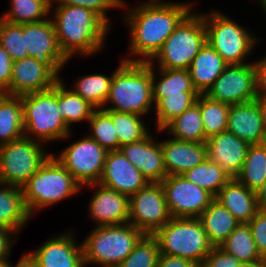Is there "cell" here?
I'll list each match as a JSON object with an SVG mask.
<instances>
[{"instance_id": "15", "label": "cell", "mask_w": 266, "mask_h": 267, "mask_svg": "<svg viewBox=\"0 0 266 267\" xmlns=\"http://www.w3.org/2000/svg\"><path fill=\"white\" fill-rule=\"evenodd\" d=\"M76 234L70 228L57 232L26 253L37 267H85L82 242Z\"/></svg>"}, {"instance_id": "51", "label": "cell", "mask_w": 266, "mask_h": 267, "mask_svg": "<svg viewBox=\"0 0 266 267\" xmlns=\"http://www.w3.org/2000/svg\"><path fill=\"white\" fill-rule=\"evenodd\" d=\"M12 267H37L35 262L28 256L25 252L21 254L19 260L16 261V264L12 263Z\"/></svg>"}, {"instance_id": "47", "label": "cell", "mask_w": 266, "mask_h": 267, "mask_svg": "<svg viewBox=\"0 0 266 267\" xmlns=\"http://www.w3.org/2000/svg\"><path fill=\"white\" fill-rule=\"evenodd\" d=\"M13 62L8 52L0 45V93L9 88Z\"/></svg>"}, {"instance_id": "50", "label": "cell", "mask_w": 266, "mask_h": 267, "mask_svg": "<svg viewBox=\"0 0 266 267\" xmlns=\"http://www.w3.org/2000/svg\"><path fill=\"white\" fill-rule=\"evenodd\" d=\"M256 199L259 210L266 211V181L256 191Z\"/></svg>"}, {"instance_id": "32", "label": "cell", "mask_w": 266, "mask_h": 267, "mask_svg": "<svg viewBox=\"0 0 266 267\" xmlns=\"http://www.w3.org/2000/svg\"><path fill=\"white\" fill-rule=\"evenodd\" d=\"M153 100L156 104L165 94L196 91L188 69H163L152 66Z\"/></svg>"}, {"instance_id": "12", "label": "cell", "mask_w": 266, "mask_h": 267, "mask_svg": "<svg viewBox=\"0 0 266 267\" xmlns=\"http://www.w3.org/2000/svg\"><path fill=\"white\" fill-rule=\"evenodd\" d=\"M171 218L161 183L149 182L129 197V223L144 235H153Z\"/></svg>"}, {"instance_id": "18", "label": "cell", "mask_w": 266, "mask_h": 267, "mask_svg": "<svg viewBox=\"0 0 266 267\" xmlns=\"http://www.w3.org/2000/svg\"><path fill=\"white\" fill-rule=\"evenodd\" d=\"M23 36L29 57L48 62L59 74H62L65 66L72 61L68 60L60 50L51 18L23 24Z\"/></svg>"}, {"instance_id": "39", "label": "cell", "mask_w": 266, "mask_h": 267, "mask_svg": "<svg viewBox=\"0 0 266 267\" xmlns=\"http://www.w3.org/2000/svg\"><path fill=\"white\" fill-rule=\"evenodd\" d=\"M86 134L107 151L119 150V139L112 124L111 110L95 109L87 125Z\"/></svg>"}, {"instance_id": "13", "label": "cell", "mask_w": 266, "mask_h": 267, "mask_svg": "<svg viewBox=\"0 0 266 267\" xmlns=\"http://www.w3.org/2000/svg\"><path fill=\"white\" fill-rule=\"evenodd\" d=\"M205 95L229 105L254 101L258 95L255 63L227 65Z\"/></svg>"}, {"instance_id": "10", "label": "cell", "mask_w": 266, "mask_h": 267, "mask_svg": "<svg viewBox=\"0 0 266 267\" xmlns=\"http://www.w3.org/2000/svg\"><path fill=\"white\" fill-rule=\"evenodd\" d=\"M46 147L26 136L0 145V183L22 188L52 154Z\"/></svg>"}, {"instance_id": "42", "label": "cell", "mask_w": 266, "mask_h": 267, "mask_svg": "<svg viewBox=\"0 0 266 267\" xmlns=\"http://www.w3.org/2000/svg\"><path fill=\"white\" fill-rule=\"evenodd\" d=\"M0 45L8 52L13 61L28 58L25 49L23 24H13L0 18Z\"/></svg>"}, {"instance_id": "24", "label": "cell", "mask_w": 266, "mask_h": 267, "mask_svg": "<svg viewBox=\"0 0 266 267\" xmlns=\"http://www.w3.org/2000/svg\"><path fill=\"white\" fill-rule=\"evenodd\" d=\"M240 223H248L259 211L256 192L231 178L214 197Z\"/></svg>"}, {"instance_id": "3", "label": "cell", "mask_w": 266, "mask_h": 267, "mask_svg": "<svg viewBox=\"0 0 266 267\" xmlns=\"http://www.w3.org/2000/svg\"><path fill=\"white\" fill-rule=\"evenodd\" d=\"M152 65L124 62L114 72L109 95L102 109L138 114L146 118L154 111Z\"/></svg>"}, {"instance_id": "14", "label": "cell", "mask_w": 266, "mask_h": 267, "mask_svg": "<svg viewBox=\"0 0 266 267\" xmlns=\"http://www.w3.org/2000/svg\"><path fill=\"white\" fill-rule=\"evenodd\" d=\"M172 217L198 218L214 197L183 175H167L161 182Z\"/></svg>"}, {"instance_id": "27", "label": "cell", "mask_w": 266, "mask_h": 267, "mask_svg": "<svg viewBox=\"0 0 266 267\" xmlns=\"http://www.w3.org/2000/svg\"><path fill=\"white\" fill-rule=\"evenodd\" d=\"M63 77L64 75L60 74L58 79V108L67 127L73 131L75 124H87L96 108L69 88Z\"/></svg>"}, {"instance_id": "48", "label": "cell", "mask_w": 266, "mask_h": 267, "mask_svg": "<svg viewBox=\"0 0 266 267\" xmlns=\"http://www.w3.org/2000/svg\"><path fill=\"white\" fill-rule=\"evenodd\" d=\"M256 70L257 94L266 95V51L265 55L254 60Z\"/></svg>"}, {"instance_id": "26", "label": "cell", "mask_w": 266, "mask_h": 267, "mask_svg": "<svg viewBox=\"0 0 266 267\" xmlns=\"http://www.w3.org/2000/svg\"><path fill=\"white\" fill-rule=\"evenodd\" d=\"M228 64L206 42L188 68L193 87L199 94H205Z\"/></svg>"}, {"instance_id": "9", "label": "cell", "mask_w": 266, "mask_h": 267, "mask_svg": "<svg viewBox=\"0 0 266 267\" xmlns=\"http://www.w3.org/2000/svg\"><path fill=\"white\" fill-rule=\"evenodd\" d=\"M160 254L191 260L198 266L213 249L199 218L172 217L152 235Z\"/></svg>"}, {"instance_id": "54", "label": "cell", "mask_w": 266, "mask_h": 267, "mask_svg": "<svg viewBox=\"0 0 266 267\" xmlns=\"http://www.w3.org/2000/svg\"><path fill=\"white\" fill-rule=\"evenodd\" d=\"M254 1H256L255 3L258 4V7L260 8L258 10H260L261 13L264 15L266 13V0H254Z\"/></svg>"}, {"instance_id": "46", "label": "cell", "mask_w": 266, "mask_h": 267, "mask_svg": "<svg viewBox=\"0 0 266 267\" xmlns=\"http://www.w3.org/2000/svg\"><path fill=\"white\" fill-rule=\"evenodd\" d=\"M17 236L14 231L0 227V263L10 260Z\"/></svg>"}, {"instance_id": "53", "label": "cell", "mask_w": 266, "mask_h": 267, "mask_svg": "<svg viewBox=\"0 0 266 267\" xmlns=\"http://www.w3.org/2000/svg\"><path fill=\"white\" fill-rule=\"evenodd\" d=\"M240 267H266V258L258 259L251 262H243Z\"/></svg>"}, {"instance_id": "33", "label": "cell", "mask_w": 266, "mask_h": 267, "mask_svg": "<svg viewBox=\"0 0 266 267\" xmlns=\"http://www.w3.org/2000/svg\"><path fill=\"white\" fill-rule=\"evenodd\" d=\"M197 91H182V94H165L154 106V130H162L170 121L196 104Z\"/></svg>"}, {"instance_id": "34", "label": "cell", "mask_w": 266, "mask_h": 267, "mask_svg": "<svg viewBox=\"0 0 266 267\" xmlns=\"http://www.w3.org/2000/svg\"><path fill=\"white\" fill-rule=\"evenodd\" d=\"M52 0H9L0 18L13 24L35 23L50 18Z\"/></svg>"}, {"instance_id": "17", "label": "cell", "mask_w": 266, "mask_h": 267, "mask_svg": "<svg viewBox=\"0 0 266 267\" xmlns=\"http://www.w3.org/2000/svg\"><path fill=\"white\" fill-rule=\"evenodd\" d=\"M89 189L93 193L87 201V216L94 223L93 227L129 223V197L127 195L99 183L82 186L81 193Z\"/></svg>"}, {"instance_id": "19", "label": "cell", "mask_w": 266, "mask_h": 267, "mask_svg": "<svg viewBox=\"0 0 266 267\" xmlns=\"http://www.w3.org/2000/svg\"><path fill=\"white\" fill-rule=\"evenodd\" d=\"M153 133L154 131L141 141L120 147V151L148 182L160 183L167 176V173L164 167L160 139L157 136H162L165 133L163 130H156Z\"/></svg>"}, {"instance_id": "29", "label": "cell", "mask_w": 266, "mask_h": 267, "mask_svg": "<svg viewBox=\"0 0 266 267\" xmlns=\"http://www.w3.org/2000/svg\"><path fill=\"white\" fill-rule=\"evenodd\" d=\"M124 62L125 60L121 57L117 68H114L109 75L97 72L83 74L82 76L79 75V77L76 76V78L74 77L73 82H70L71 87L69 86V88L93 105L96 109L102 108L109 95L114 72Z\"/></svg>"}, {"instance_id": "30", "label": "cell", "mask_w": 266, "mask_h": 267, "mask_svg": "<svg viewBox=\"0 0 266 267\" xmlns=\"http://www.w3.org/2000/svg\"><path fill=\"white\" fill-rule=\"evenodd\" d=\"M170 137L187 142H206L200 113V94L196 104L170 121L163 129Z\"/></svg>"}, {"instance_id": "49", "label": "cell", "mask_w": 266, "mask_h": 267, "mask_svg": "<svg viewBox=\"0 0 266 267\" xmlns=\"http://www.w3.org/2000/svg\"><path fill=\"white\" fill-rule=\"evenodd\" d=\"M157 267H199L191 260H187L177 256L160 254Z\"/></svg>"}, {"instance_id": "55", "label": "cell", "mask_w": 266, "mask_h": 267, "mask_svg": "<svg viewBox=\"0 0 266 267\" xmlns=\"http://www.w3.org/2000/svg\"><path fill=\"white\" fill-rule=\"evenodd\" d=\"M0 267H12V262L10 260L5 261V262H1Z\"/></svg>"}, {"instance_id": "1", "label": "cell", "mask_w": 266, "mask_h": 267, "mask_svg": "<svg viewBox=\"0 0 266 267\" xmlns=\"http://www.w3.org/2000/svg\"><path fill=\"white\" fill-rule=\"evenodd\" d=\"M197 0H144L122 5L121 23L129 35L126 62H150L181 21L195 8ZM126 56V57H125Z\"/></svg>"}, {"instance_id": "52", "label": "cell", "mask_w": 266, "mask_h": 267, "mask_svg": "<svg viewBox=\"0 0 266 267\" xmlns=\"http://www.w3.org/2000/svg\"><path fill=\"white\" fill-rule=\"evenodd\" d=\"M255 101L257 102V105L261 111L266 134V95H257Z\"/></svg>"}, {"instance_id": "6", "label": "cell", "mask_w": 266, "mask_h": 267, "mask_svg": "<svg viewBox=\"0 0 266 267\" xmlns=\"http://www.w3.org/2000/svg\"><path fill=\"white\" fill-rule=\"evenodd\" d=\"M24 136L43 144L70 142L74 135L58 108V80L48 90L21 96Z\"/></svg>"}, {"instance_id": "7", "label": "cell", "mask_w": 266, "mask_h": 267, "mask_svg": "<svg viewBox=\"0 0 266 267\" xmlns=\"http://www.w3.org/2000/svg\"><path fill=\"white\" fill-rule=\"evenodd\" d=\"M90 228L82 240L85 267H117L144 236L130 223Z\"/></svg>"}, {"instance_id": "43", "label": "cell", "mask_w": 266, "mask_h": 267, "mask_svg": "<svg viewBox=\"0 0 266 267\" xmlns=\"http://www.w3.org/2000/svg\"><path fill=\"white\" fill-rule=\"evenodd\" d=\"M51 5H70L86 7L93 10L99 16H101L111 27L112 24L111 11L122 9V4L119 0H52Z\"/></svg>"}, {"instance_id": "23", "label": "cell", "mask_w": 266, "mask_h": 267, "mask_svg": "<svg viewBox=\"0 0 266 267\" xmlns=\"http://www.w3.org/2000/svg\"><path fill=\"white\" fill-rule=\"evenodd\" d=\"M227 131L250 145L266 139L264 123L257 102L230 105Z\"/></svg>"}, {"instance_id": "5", "label": "cell", "mask_w": 266, "mask_h": 267, "mask_svg": "<svg viewBox=\"0 0 266 267\" xmlns=\"http://www.w3.org/2000/svg\"><path fill=\"white\" fill-rule=\"evenodd\" d=\"M82 186L53 154L22 186L29 214L47 210L54 205L80 195Z\"/></svg>"}, {"instance_id": "20", "label": "cell", "mask_w": 266, "mask_h": 267, "mask_svg": "<svg viewBox=\"0 0 266 267\" xmlns=\"http://www.w3.org/2000/svg\"><path fill=\"white\" fill-rule=\"evenodd\" d=\"M98 183L130 197L149 182L124 154L117 150L108 151Z\"/></svg>"}, {"instance_id": "56", "label": "cell", "mask_w": 266, "mask_h": 267, "mask_svg": "<svg viewBox=\"0 0 266 267\" xmlns=\"http://www.w3.org/2000/svg\"><path fill=\"white\" fill-rule=\"evenodd\" d=\"M119 2H120L122 5H124V4L128 3L129 1H126V0H119Z\"/></svg>"}, {"instance_id": "38", "label": "cell", "mask_w": 266, "mask_h": 267, "mask_svg": "<svg viewBox=\"0 0 266 267\" xmlns=\"http://www.w3.org/2000/svg\"><path fill=\"white\" fill-rule=\"evenodd\" d=\"M230 105L200 94V113L205 138L227 131Z\"/></svg>"}, {"instance_id": "57", "label": "cell", "mask_w": 266, "mask_h": 267, "mask_svg": "<svg viewBox=\"0 0 266 267\" xmlns=\"http://www.w3.org/2000/svg\"><path fill=\"white\" fill-rule=\"evenodd\" d=\"M261 144L264 146V148L266 150V139Z\"/></svg>"}, {"instance_id": "16", "label": "cell", "mask_w": 266, "mask_h": 267, "mask_svg": "<svg viewBox=\"0 0 266 267\" xmlns=\"http://www.w3.org/2000/svg\"><path fill=\"white\" fill-rule=\"evenodd\" d=\"M11 75L9 88L3 93L11 96L48 90L60 78L48 62L33 57L14 61Z\"/></svg>"}, {"instance_id": "28", "label": "cell", "mask_w": 266, "mask_h": 267, "mask_svg": "<svg viewBox=\"0 0 266 267\" xmlns=\"http://www.w3.org/2000/svg\"><path fill=\"white\" fill-rule=\"evenodd\" d=\"M198 218L213 247H220L240 224L232 213L215 199Z\"/></svg>"}, {"instance_id": "21", "label": "cell", "mask_w": 266, "mask_h": 267, "mask_svg": "<svg viewBox=\"0 0 266 267\" xmlns=\"http://www.w3.org/2000/svg\"><path fill=\"white\" fill-rule=\"evenodd\" d=\"M206 146L208 158L235 178L241 171L250 144L225 131L207 139Z\"/></svg>"}, {"instance_id": "44", "label": "cell", "mask_w": 266, "mask_h": 267, "mask_svg": "<svg viewBox=\"0 0 266 267\" xmlns=\"http://www.w3.org/2000/svg\"><path fill=\"white\" fill-rule=\"evenodd\" d=\"M248 225L260 256L266 258V211L259 210Z\"/></svg>"}, {"instance_id": "4", "label": "cell", "mask_w": 266, "mask_h": 267, "mask_svg": "<svg viewBox=\"0 0 266 267\" xmlns=\"http://www.w3.org/2000/svg\"><path fill=\"white\" fill-rule=\"evenodd\" d=\"M230 16L215 6L203 12L207 43L228 65L254 62L252 53L262 38Z\"/></svg>"}, {"instance_id": "35", "label": "cell", "mask_w": 266, "mask_h": 267, "mask_svg": "<svg viewBox=\"0 0 266 267\" xmlns=\"http://www.w3.org/2000/svg\"><path fill=\"white\" fill-rule=\"evenodd\" d=\"M111 118L119 139V150L124 145L141 141L152 132L151 125L146 122L148 119L141 115L111 110Z\"/></svg>"}, {"instance_id": "22", "label": "cell", "mask_w": 266, "mask_h": 267, "mask_svg": "<svg viewBox=\"0 0 266 267\" xmlns=\"http://www.w3.org/2000/svg\"><path fill=\"white\" fill-rule=\"evenodd\" d=\"M166 137L160 143L167 175H182L208 157L206 142L180 141L167 134Z\"/></svg>"}, {"instance_id": "45", "label": "cell", "mask_w": 266, "mask_h": 267, "mask_svg": "<svg viewBox=\"0 0 266 267\" xmlns=\"http://www.w3.org/2000/svg\"><path fill=\"white\" fill-rule=\"evenodd\" d=\"M241 261L220 247H213L199 267H240Z\"/></svg>"}, {"instance_id": "37", "label": "cell", "mask_w": 266, "mask_h": 267, "mask_svg": "<svg viewBox=\"0 0 266 267\" xmlns=\"http://www.w3.org/2000/svg\"><path fill=\"white\" fill-rule=\"evenodd\" d=\"M188 181L208 191L213 197L231 179L217 163L208 157L199 165L182 174Z\"/></svg>"}, {"instance_id": "8", "label": "cell", "mask_w": 266, "mask_h": 267, "mask_svg": "<svg viewBox=\"0 0 266 267\" xmlns=\"http://www.w3.org/2000/svg\"><path fill=\"white\" fill-rule=\"evenodd\" d=\"M206 42L203 11L194 8L175 28L149 63L153 67L163 69H188Z\"/></svg>"}, {"instance_id": "25", "label": "cell", "mask_w": 266, "mask_h": 267, "mask_svg": "<svg viewBox=\"0 0 266 267\" xmlns=\"http://www.w3.org/2000/svg\"><path fill=\"white\" fill-rule=\"evenodd\" d=\"M32 218L22 188L0 183V227L14 231L19 237Z\"/></svg>"}, {"instance_id": "40", "label": "cell", "mask_w": 266, "mask_h": 267, "mask_svg": "<svg viewBox=\"0 0 266 267\" xmlns=\"http://www.w3.org/2000/svg\"><path fill=\"white\" fill-rule=\"evenodd\" d=\"M220 248L237 257L242 263L262 259L248 223H240L220 245Z\"/></svg>"}, {"instance_id": "41", "label": "cell", "mask_w": 266, "mask_h": 267, "mask_svg": "<svg viewBox=\"0 0 266 267\" xmlns=\"http://www.w3.org/2000/svg\"><path fill=\"white\" fill-rule=\"evenodd\" d=\"M159 256L157 240L152 235H144L117 267H157Z\"/></svg>"}, {"instance_id": "31", "label": "cell", "mask_w": 266, "mask_h": 267, "mask_svg": "<svg viewBox=\"0 0 266 267\" xmlns=\"http://www.w3.org/2000/svg\"><path fill=\"white\" fill-rule=\"evenodd\" d=\"M24 136L21 96L0 94V145Z\"/></svg>"}, {"instance_id": "2", "label": "cell", "mask_w": 266, "mask_h": 267, "mask_svg": "<svg viewBox=\"0 0 266 267\" xmlns=\"http://www.w3.org/2000/svg\"><path fill=\"white\" fill-rule=\"evenodd\" d=\"M50 18L60 50L68 60L78 56L87 60L106 50L108 35L114 29L86 7L51 5Z\"/></svg>"}, {"instance_id": "11", "label": "cell", "mask_w": 266, "mask_h": 267, "mask_svg": "<svg viewBox=\"0 0 266 267\" xmlns=\"http://www.w3.org/2000/svg\"><path fill=\"white\" fill-rule=\"evenodd\" d=\"M54 157L73 175L75 180L85 186L98 183L104 169L108 151L100 146L86 132L78 140H73Z\"/></svg>"}, {"instance_id": "36", "label": "cell", "mask_w": 266, "mask_h": 267, "mask_svg": "<svg viewBox=\"0 0 266 267\" xmlns=\"http://www.w3.org/2000/svg\"><path fill=\"white\" fill-rule=\"evenodd\" d=\"M235 178L254 192L266 181V150L262 144L250 145L241 171Z\"/></svg>"}]
</instances>
